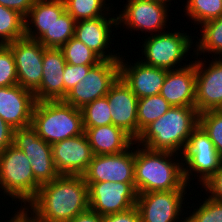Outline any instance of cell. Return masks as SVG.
Instances as JSON below:
<instances>
[{
    "mask_svg": "<svg viewBox=\"0 0 222 222\" xmlns=\"http://www.w3.org/2000/svg\"><path fill=\"white\" fill-rule=\"evenodd\" d=\"M28 205L23 210L34 222H69L89 209L88 185L83 175H59L41 185Z\"/></svg>",
    "mask_w": 222,
    "mask_h": 222,
    "instance_id": "1",
    "label": "cell"
},
{
    "mask_svg": "<svg viewBox=\"0 0 222 222\" xmlns=\"http://www.w3.org/2000/svg\"><path fill=\"white\" fill-rule=\"evenodd\" d=\"M135 148L134 181L137 194L188 188L183 176L182 159L181 162L176 160L177 153L151 150L144 146L139 148L138 145Z\"/></svg>",
    "mask_w": 222,
    "mask_h": 222,
    "instance_id": "2",
    "label": "cell"
},
{
    "mask_svg": "<svg viewBox=\"0 0 222 222\" xmlns=\"http://www.w3.org/2000/svg\"><path fill=\"white\" fill-rule=\"evenodd\" d=\"M198 125L199 112L196 107H171L141 131L135 145L151 150L181 153L178 155L181 156L190 135Z\"/></svg>",
    "mask_w": 222,
    "mask_h": 222,
    "instance_id": "3",
    "label": "cell"
},
{
    "mask_svg": "<svg viewBox=\"0 0 222 222\" xmlns=\"http://www.w3.org/2000/svg\"><path fill=\"white\" fill-rule=\"evenodd\" d=\"M31 126L50 145L84 133L81 109L63 100L36 102Z\"/></svg>",
    "mask_w": 222,
    "mask_h": 222,
    "instance_id": "4",
    "label": "cell"
},
{
    "mask_svg": "<svg viewBox=\"0 0 222 222\" xmlns=\"http://www.w3.org/2000/svg\"><path fill=\"white\" fill-rule=\"evenodd\" d=\"M41 185L35 180L31 163L22 150L13 144L0 153V188L17 201L29 203Z\"/></svg>",
    "mask_w": 222,
    "mask_h": 222,
    "instance_id": "5",
    "label": "cell"
},
{
    "mask_svg": "<svg viewBox=\"0 0 222 222\" xmlns=\"http://www.w3.org/2000/svg\"><path fill=\"white\" fill-rule=\"evenodd\" d=\"M150 35L143 41L144 49H141V51L144 50L142 55L144 53L145 58L141 59L144 64L168 71L181 69L189 65L181 66L180 62L186 59V54L192 48V40H194L190 38L192 36H189L186 32L181 33L179 30L178 32L173 31V33L172 31H169V33L164 31ZM178 66L180 67L178 68Z\"/></svg>",
    "mask_w": 222,
    "mask_h": 222,
    "instance_id": "6",
    "label": "cell"
},
{
    "mask_svg": "<svg viewBox=\"0 0 222 222\" xmlns=\"http://www.w3.org/2000/svg\"><path fill=\"white\" fill-rule=\"evenodd\" d=\"M181 156H183L181 157L183 158V176L187 185L191 181L190 177L193 172L199 175H197L200 179L198 181L202 185L222 164L213 142L200 125L193 130Z\"/></svg>",
    "mask_w": 222,
    "mask_h": 222,
    "instance_id": "7",
    "label": "cell"
},
{
    "mask_svg": "<svg viewBox=\"0 0 222 222\" xmlns=\"http://www.w3.org/2000/svg\"><path fill=\"white\" fill-rule=\"evenodd\" d=\"M119 77V60H101L70 90L63 101L77 109L106 96Z\"/></svg>",
    "mask_w": 222,
    "mask_h": 222,
    "instance_id": "8",
    "label": "cell"
},
{
    "mask_svg": "<svg viewBox=\"0 0 222 222\" xmlns=\"http://www.w3.org/2000/svg\"><path fill=\"white\" fill-rule=\"evenodd\" d=\"M13 145L25 153L35 180L40 185L49 183L60 175L54 166L51 145L38 136L32 126L15 129Z\"/></svg>",
    "mask_w": 222,
    "mask_h": 222,
    "instance_id": "9",
    "label": "cell"
},
{
    "mask_svg": "<svg viewBox=\"0 0 222 222\" xmlns=\"http://www.w3.org/2000/svg\"><path fill=\"white\" fill-rule=\"evenodd\" d=\"M89 209L100 216L126 211L136 205L135 182H86Z\"/></svg>",
    "mask_w": 222,
    "mask_h": 222,
    "instance_id": "10",
    "label": "cell"
},
{
    "mask_svg": "<svg viewBox=\"0 0 222 222\" xmlns=\"http://www.w3.org/2000/svg\"><path fill=\"white\" fill-rule=\"evenodd\" d=\"M124 10L119 12L118 26L126 29L145 31L154 34L161 33L168 21V9L171 3L159 0H127ZM123 23V24H121Z\"/></svg>",
    "mask_w": 222,
    "mask_h": 222,
    "instance_id": "11",
    "label": "cell"
},
{
    "mask_svg": "<svg viewBox=\"0 0 222 222\" xmlns=\"http://www.w3.org/2000/svg\"><path fill=\"white\" fill-rule=\"evenodd\" d=\"M186 190L157 191L137 194L136 206L141 222H186L181 218ZM184 197V198H183ZM182 207V208H181Z\"/></svg>",
    "mask_w": 222,
    "mask_h": 222,
    "instance_id": "12",
    "label": "cell"
},
{
    "mask_svg": "<svg viewBox=\"0 0 222 222\" xmlns=\"http://www.w3.org/2000/svg\"><path fill=\"white\" fill-rule=\"evenodd\" d=\"M11 49L16 65L18 84L34 92L43 75L44 46L38 40L26 37L7 44Z\"/></svg>",
    "mask_w": 222,
    "mask_h": 222,
    "instance_id": "13",
    "label": "cell"
},
{
    "mask_svg": "<svg viewBox=\"0 0 222 222\" xmlns=\"http://www.w3.org/2000/svg\"><path fill=\"white\" fill-rule=\"evenodd\" d=\"M118 154L94 155L87 171L83 174L86 182H135V147ZM132 149V150H130Z\"/></svg>",
    "mask_w": 222,
    "mask_h": 222,
    "instance_id": "14",
    "label": "cell"
},
{
    "mask_svg": "<svg viewBox=\"0 0 222 222\" xmlns=\"http://www.w3.org/2000/svg\"><path fill=\"white\" fill-rule=\"evenodd\" d=\"M56 171L60 175H83L93 159V151L85 132L51 145Z\"/></svg>",
    "mask_w": 222,
    "mask_h": 222,
    "instance_id": "15",
    "label": "cell"
},
{
    "mask_svg": "<svg viewBox=\"0 0 222 222\" xmlns=\"http://www.w3.org/2000/svg\"><path fill=\"white\" fill-rule=\"evenodd\" d=\"M197 60L195 58L194 61L196 71L195 107L199 114L209 110H220L222 109V58H214L215 61L210 62L208 67L202 60L200 61L198 58Z\"/></svg>",
    "mask_w": 222,
    "mask_h": 222,
    "instance_id": "16",
    "label": "cell"
},
{
    "mask_svg": "<svg viewBox=\"0 0 222 222\" xmlns=\"http://www.w3.org/2000/svg\"><path fill=\"white\" fill-rule=\"evenodd\" d=\"M36 102L34 92L19 84L0 87V117L14 130L31 126Z\"/></svg>",
    "mask_w": 222,
    "mask_h": 222,
    "instance_id": "17",
    "label": "cell"
},
{
    "mask_svg": "<svg viewBox=\"0 0 222 222\" xmlns=\"http://www.w3.org/2000/svg\"><path fill=\"white\" fill-rule=\"evenodd\" d=\"M111 108L112 124L122 128L134 140L138 137V98L119 76L106 94Z\"/></svg>",
    "mask_w": 222,
    "mask_h": 222,
    "instance_id": "18",
    "label": "cell"
},
{
    "mask_svg": "<svg viewBox=\"0 0 222 222\" xmlns=\"http://www.w3.org/2000/svg\"><path fill=\"white\" fill-rule=\"evenodd\" d=\"M117 25L118 17H110V14L95 19L80 20L75 23L74 37L90 48L102 60H119L122 54H114V50L113 53L107 51L112 39L110 37L112 35L111 27L118 28Z\"/></svg>",
    "mask_w": 222,
    "mask_h": 222,
    "instance_id": "19",
    "label": "cell"
},
{
    "mask_svg": "<svg viewBox=\"0 0 222 222\" xmlns=\"http://www.w3.org/2000/svg\"><path fill=\"white\" fill-rule=\"evenodd\" d=\"M123 59V56L119 59V76L138 99L160 94L168 70L146 65L140 60L129 65Z\"/></svg>",
    "mask_w": 222,
    "mask_h": 222,
    "instance_id": "20",
    "label": "cell"
},
{
    "mask_svg": "<svg viewBox=\"0 0 222 222\" xmlns=\"http://www.w3.org/2000/svg\"><path fill=\"white\" fill-rule=\"evenodd\" d=\"M65 58L59 48H44L43 75L40 86L34 91L37 102L64 99Z\"/></svg>",
    "mask_w": 222,
    "mask_h": 222,
    "instance_id": "21",
    "label": "cell"
},
{
    "mask_svg": "<svg viewBox=\"0 0 222 222\" xmlns=\"http://www.w3.org/2000/svg\"><path fill=\"white\" fill-rule=\"evenodd\" d=\"M160 95L171 107H195V63L190 61L184 68L167 71Z\"/></svg>",
    "mask_w": 222,
    "mask_h": 222,
    "instance_id": "22",
    "label": "cell"
},
{
    "mask_svg": "<svg viewBox=\"0 0 222 222\" xmlns=\"http://www.w3.org/2000/svg\"><path fill=\"white\" fill-rule=\"evenodd\" d=\"M94 155L118 154L127 150L135 140L113 124L84 128Z\"/></svg>",
    "mask_w": 222,
    "mask_h": 222,
    "instance_id": "23",
    "label": "cell"
},
{
    "mask_svg": "<svg viewBox=\"0 0 222 222\" xmlns=\"http://www.w3.org/2000/svg\"><path fill=\"white\" fill-rule=\"evenodd\" d=\"M64 11L63 0H35L25 17V37L39 40Z\"/></svg>",
    "mask_w": 222,
    "mask_h": 222,
    "instance_id": "24",
    "label": "cell"
},
{
    "mask_svg": "<svg viewBox=\"0 0 222 222\" xmlns=\"http://www.w3.org/2000/svg\"><path fill=\"white\" fill-rule=\"evenodd\" d=\"M75 19L65 10L38 41L45 48H60L72 37L75 32Z\"/></svg>",
    "mask_w": 222,
    "mask_h": 222,
    "instance_id": "25",
    "label": "cell"
},
{
    "mask_svg": "<svg viewBox=\"0 0 222 222\" xmlns=\"http://www.w3.org/2000/svg\"><path fill=\"white\" fill-rule=\"evenodd\" d=\"M201 28V38L199 42L196 41L194 54L198 57L202 52L203 54L208 52L222 58V16L202 24Z\"/></svg>",
    "mask_w": 222,
    "mask_h": 222,
    "instance_id": "26",
    "label": "cell"
},
{
    "mask_svg": "<svg viewBox=\"0 0 222 222\" xmlns=\"http://www.w3.org/2000/svg\"><path fill=\"white\" fill-rule=\"evenodd\" d=\"M25 37V17L0 5V45H7Z\"/></svg>",
    "mask_w": 222,
    "mask_h": 222,
    "instance_id": "27",
    "label": "cell"
},
{
    "mask_svg": "<svg viewBox=\"0 0 222 222\" xmlns=\"http://www.w3.org/2000/svg\"><path fill=\"white\" fill-rule=\"evenodd\" d=\"M170 108L171 105L160 94L138 99V136L146 126L160 118Z\"/></svg>",
    "mask_w": 222,
    "mask_h": 222,
    "instance_id": "28",
    "label": "cell"
},
{
    "mask_svg": "<svg viewBox=\"0 0 222 222\" xmlns=\"http://www.w3.org/2000/svg\"><path fill=\"white\" fill-rule=\"evenodd\" d=\"M63 1L65 4V10L75 19L76 22L80 20L95 19L101 16H108L110 14L109 11L111 10L109 9V6L105 4L106 0Z\"/></svg>",
    "mask_w": 222,
    "mask_h": 222,
    "instance_id": "29",
    "label": "cell"
},
{
    "mask_svg": "<svg viewBox=\"0 0 222 222\" xmlns=\"http://www.w3.org/2000/svg\"><path fill=\"white\" fill-rule=\"evenodd\" d=\"M185 8V16L197 25L222 16V0H187Z\"/></svg>",
    "mask_w": 222,
    "mask_h": 222,
    "instance_id": "30",
    "label": "cell"
},
{
    "mask_svg": "<svg viewBox=\"0 0 222 222\" xmlns=\"http://www.w3.org/2000/svg\"><path fill=\"white\" fill-rule=\"evenodd\" d=\"M111 108L106 96L85 105L82 109L83 128L112 124Z\"/></svg>",
    "mask_w": 222,
    "mask_h": 222,
    "instance_id": "31",
    "label": "cell"
},
{
    "mask_svg": "<svg viewBox=\"0 0 222 222\" xmlns=\"http://www.w3.org/2000/svg\"><path fill=\"white\" fill-rule=\"evenodd\" d=\"M70 65H96L102 59L81 41L72 37L59 48Z\"/></svg>",
    "mask_w": 222,
    "mask_h": 222,
    "instance_id": "32",
    "label": "cell"
},
{
    "mask_svg": "<svg viewBox=\"0 0 222 222\" xmlns=\"http://www.w3.org/2000/svg\"><path fill=\"white\" fill-rule=\"evenodd\" d=\"M199 125L208 134L222 160V109L200 113Z\"/></svg>",
    "mask_w": 222,
    "mask_h": 222,
    "instance_id": "33",
    "label": "cell"
},
{
    "mask_svg": "<svg viewBox=\"0 0 222 222\" xmlns=\"http://www.w3.org/2000/svg\"><path fill=\"white\" fill-rule=\"evenodd\" d=\"M184 218L186 222H222V201L205 197L199 208L197 206L189 217Z\"/></svg>",
    "mask_w": 222,
    "mask_h": 222,
    "instance_id": "34",
    "label": "cell"
},
{
    "mask_svg": "<svg viewBox=\"0 0 222 222\" xmlns=\"http://www.w3.org/2000/svg\"><path fill=\"white\" fill-rule=\"evenodd\" d=\"M18 84L14 55L7 45H0V87Z\"/></svg>",
    "mask_w": 222,
    "mask_h": 222,
    "instance_id": "35",
    "label": "cell"
},
{
    "mask_svg": "<svg viewBox=\"0 0 222 222\" xmlns=\"http://www.w3.org/2000/svg\"><path fill=\"white\" fill-rule=\"evenodd\" d=\"M94 65H70L66 63L64 68V98L72 88L78 84Z\"/></svg>",
    "mask_w": 222,
    "mask_h": 222,
    "instance_id": "36",
    "label": "cell"
},
{
    "mask_svg": "<svg viewBox=\"0 0 222 222\" xmlns=\"http://www.w3.org/2000/svg\"><path fill=\"white\" fill-rule=\"evenodd\" d=\"M202 186L206 192L211 194L208 195L209 198L222 201V164L220 165V168L202 184Z\"/></svg>",
    "mask_w": 222,
    "mask_h": 222,
    "instance_id": "37",
    "label": "cell"
},
{
    "mask_svg": "<svg viewBox=\"0 0 222 222\" xmlns=\"http://www.w3.org/2000/svg\"><path fill=\"white\" fill-rule=\"evenodd\" d=\"M103 222H141V218L135 205L126 211L103 216Z\"/></svg>",
    "mask_w": 222,
    "mask_h": 222,
    "instance_id": "38",
    "label": "cell"
},
{
    "mask_svg": "<svg viewBox=\"0 0 222 222\" xmlns=\"http://www.w3.org/2000/svg\"><path fill=\"white\" fill-rule=\"evenodd\" d=\"M34 2L35 0H0V5L15 10L26 17Z\"/></svg>",
    "mask_w": 222,
    "mask_h": 222,
    "instance_id": "39",
    "label": "cell"
},
{
    "mask_svg": "<svg viewBox=\"0 0 222 222\" xmlns=\"http://www.w3.org/2000/svg\"><path fill=\"white\" fill-rule=\"evenodd\" d=\"M14 129L0 117V153L13 144Z\"/></svg>",
    "mask_w": 222,
    "mask_h": 222,
    "instance_id": "40",
    "label": "cell"
},
{
    "mask_svg": "<svg viewBox=\"0 0 222 222\" xmlns=\"http://www.w3.org/2000/svg\"><path fill=\"white\" fill-rule=\"evenodd\" d=\"M69 222H103V216L88 209L87 211L77 215L74 219Z\"/></svg>",
    "mask_w": 222,
    "mask_h": 222,
    "instance_id": "41",
    "label": "cell"
},
{
    "mask_svg": "<svg viewBox=\"0 0 222 222\" xmlns=\"http://www.w3.org/2000/svg\"><path fill=\"white\" fill-rule=\"evenodd\" d=\"M13 215L14 217H11L7 222H28V214L23 209L17 210Z\"/></svg>",
    "mask_w": 222,
    "mask_h": 222,
    "instance_id": "42",
    "label": "cell"
},
{
    "mask_svg": "<svg viewBox=\"0 0 222 222\" xmlns=\"http://www.w3.org/2000/svg\"><path fill=\"white\" fill-rule=\"evenodd\" d=\"M159 1H163L165 3L170 2L171 0H159Z\"/></svg>",
    "mask_w": 222,
    "mask_h": 222,
    "instance_id": "43",
    "label": "cell"
},
{
    "mask_svg": "<svg viewBox=\"0 0 222 222\" xmlns=\"http://www.w3.org/2000/svg\"><path fill=\"white\" fill-rule=\"evenodd\" d=\"M28 222H34V221L31 220V218L29 217V215H28Z\"/></svg>",
    "mask_w": 222,
    "mask_h": 222,
    "instance_id": "44",
    "label": "cell"
}]
</instances>
